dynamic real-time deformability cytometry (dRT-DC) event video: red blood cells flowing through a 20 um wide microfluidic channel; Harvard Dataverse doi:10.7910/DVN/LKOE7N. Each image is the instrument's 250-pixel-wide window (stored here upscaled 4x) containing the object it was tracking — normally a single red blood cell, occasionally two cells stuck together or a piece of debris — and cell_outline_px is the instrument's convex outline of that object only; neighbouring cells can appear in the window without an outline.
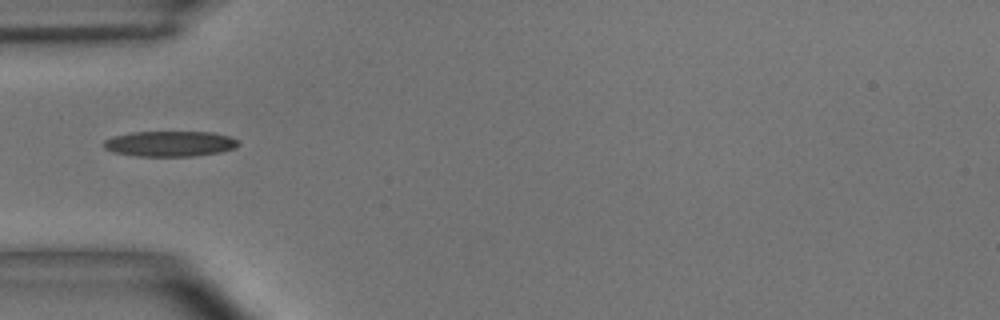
{"species": "common noctule bat (a hibernating species)", "species_latin": "Nyctalus noctula", "temperature_condition": "room temperature", "stored_images_in_passage": 3, "camera_frame_rate_fps": 3000, "um_per_image_px": 0.085, "animal": {"sex": "male", "body_mass_g": 15.6}, "frame": {"image": 1, "passage_image": 1, "time_ms": 0.0, "image_size_px": [1000, 320], "cell_outline_px": [[240, 144], [236, 148], [220, 152], [192, 156], [136, 156], [112, 152], [104, 148], [104, 140], [116, 136], [132, 132], [212, 132], [232, 136]], "centroid_in_image_um": [14.47, 12.22], "position_along_channel_um": 70.5, "area_um2": 20.0}}
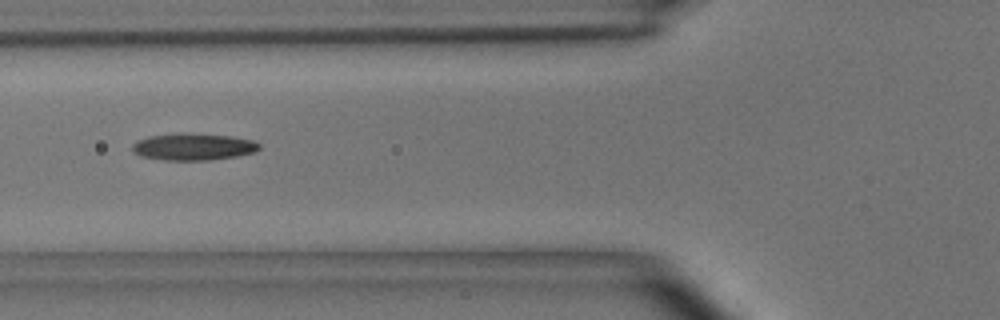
{"frame": {"image": 2, "passage_image": 2, "time_ms": 1.0, "image_size_px": [1000, 320], "cell_outline_px": [[260, 148], [256, 152], [236, 156], [208, 160], [164, 160], [140, 156], [132, 148], [132, 144], [136, 140], [148, 136], [180, 132], [228, 136], [252, 140], [260, 144]], "centroid_in_image_um": [16.41, 12.47], "position_along_channel_um": 109.4, "area_um2": 19.94}}